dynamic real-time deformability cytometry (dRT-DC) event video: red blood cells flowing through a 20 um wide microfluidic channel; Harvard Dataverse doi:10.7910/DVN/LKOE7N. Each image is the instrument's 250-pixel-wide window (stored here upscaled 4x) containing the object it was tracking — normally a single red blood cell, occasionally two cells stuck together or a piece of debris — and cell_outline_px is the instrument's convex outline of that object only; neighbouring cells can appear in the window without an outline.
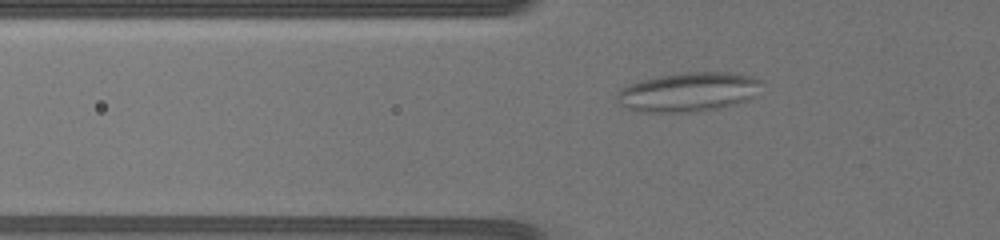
{"species": "common noctule bat (a hibernating species)", "species_latin": "Nyctalus noctula", "temperature_condition": "warm", "stored_images_in_passage": 16, "camera_frame_rate_fps": 3000, "um_per_image_px": 0.085, "animal": {"sex": "female", "body_mass_g": 19.5, "forearm_length_mm": 54.1}, "frame": {"image": 1, "passage_image": 16, "time_ms": 5.0, "image_size_px": [1000, 240], "cell_outline_px": [[764, 80], [752, 96], [744, 100], [732, 104], [716, 108], [696, 112], [644, 112], [628, 108], [620, 104], [616, 100], [616, 92], [620, 88], [640, 80], [660, 76], [684, 72], [732, 72], [752, 76]], "centroid_in_image_um": [58.47, 7.8], "position_along_channel_um": 67.3, "area_um2": 32.89}}